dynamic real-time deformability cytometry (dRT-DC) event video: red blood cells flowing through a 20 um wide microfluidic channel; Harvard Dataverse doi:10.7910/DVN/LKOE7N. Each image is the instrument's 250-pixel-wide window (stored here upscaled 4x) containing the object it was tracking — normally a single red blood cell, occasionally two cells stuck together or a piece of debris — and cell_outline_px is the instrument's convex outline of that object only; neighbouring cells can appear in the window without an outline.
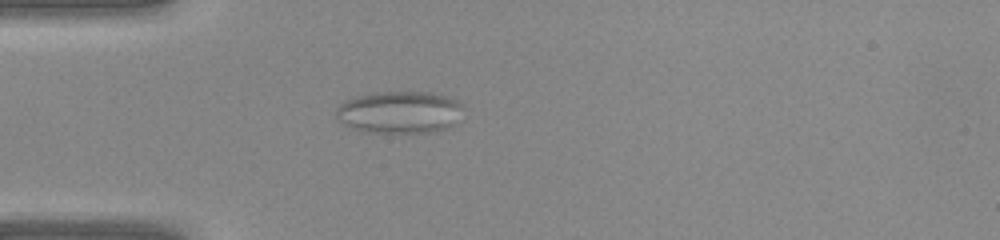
{"species": "common noctule bat (a hibernating species)", "species_latin": "Nyctalus noctula", "temperature_condition": "warm", "stored_images_in_passage": 30, "camera_frame_rate_fps": 3000, "um_per_image_px": 0.085, "animal": {"sex": "female", "body_mass_g": 22.0, "forearm_length_mm": 56.7}, "frame": {"image": 1, "passage_image": 1, "time_ms": 0.0, "image_size_px": [1000, 240], "cell_outline_px": [[464, 108], [456, 124], [444, 128], [428, 132], [364, 132], [352, 128], [344, 124], [336, 116], [336, 108], [344, 100], [356, 96], [372, 92], [432, 92], [448, 96], [464, 104]], "centroid_in_image_um": [33.97, 9.52], "position_along_channel_um": 51.0, "area_um2": 31.5}}
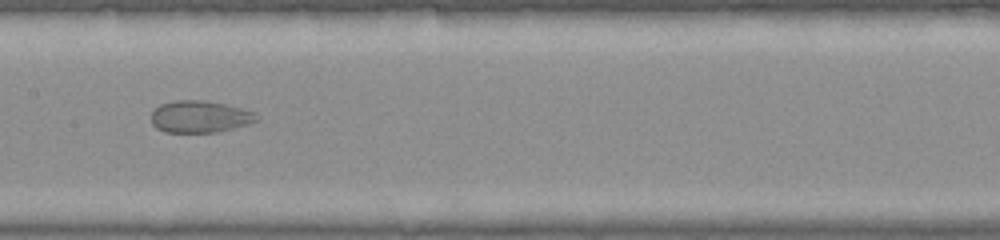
{"frame": {"image": 2, "passage_image": 10, "time_ms": 3.0, "image_size_px": [1000, 240], "cell_outline_px": [[260, 120], [248, 124], [216, 132], [164, 132], [156, 128], [152, 124], [152, 112], [160, 104], [172, 100], [204, 100], [224, 104], [240, 108], [252, 112], [260, 116]], "centroid_in_image_um": [16.98, 9.91], "position_along_channel_um": 190.4, "area_um2": 19.59}}
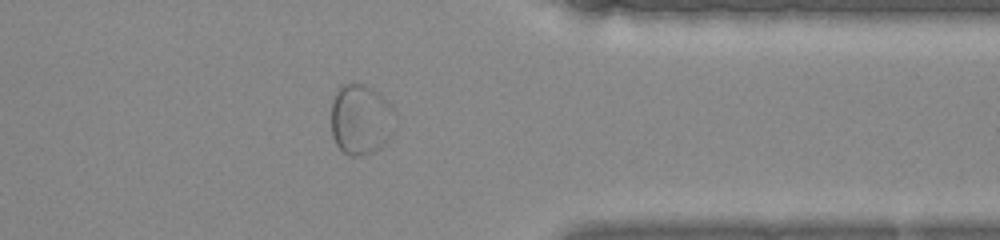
{"frame": {"image": 3, "passage_image": 22, "time_ms": 7.0, "image_size_px": [1000, 240], "cell_outline_px": [[396, 124], [392, 136], [380, 148], [372, 152], [356, 156], [352, 156], [344, 152], [336, 144], [332, 136], [332, 100], [336, 92], [344, 84], [360, 84], [376, 92], [396, 112]], "centroid_in_image_um": [30.69, 10.2], "position_along_channel_um": 380.7, "area_um2": 26.07}}